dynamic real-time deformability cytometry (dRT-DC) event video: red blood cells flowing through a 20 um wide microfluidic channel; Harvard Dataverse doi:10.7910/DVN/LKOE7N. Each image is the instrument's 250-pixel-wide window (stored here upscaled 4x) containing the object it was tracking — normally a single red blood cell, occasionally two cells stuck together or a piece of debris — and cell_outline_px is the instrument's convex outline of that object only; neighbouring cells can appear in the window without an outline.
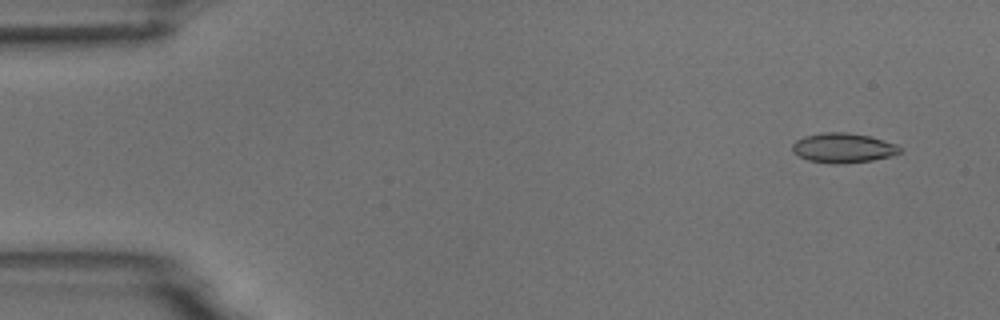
{"species": "common noctule bat (a hibernating species)", "species_latin": "Nyctalus noctula", "temperature_condition": "room temperature", "stored_images_in_passage": 3, "camera_frame_rate_fps": 3000, "um_per_image_px": 0.085, "animal": {"sex": "male", "body_mass_g": 18.8}, "frame": {"image": 1, "passage_image": 1, "time_ms": 0.0, "image_size_px": [1000, 320], "cell_outline_px": [[900, 152], [892, 156], [872, 160], [840, 164], [832, 164], [808, 160], [792, 152], [792, 144], [796, 140], [804, 136], [824, 132], [848, 132], [868, 136], [896, 144], [900, 148]], "centroid_in_image_um": [71.63, 12.57], "position_along_channel_um": 13.4, "area_um2": 18.55}}